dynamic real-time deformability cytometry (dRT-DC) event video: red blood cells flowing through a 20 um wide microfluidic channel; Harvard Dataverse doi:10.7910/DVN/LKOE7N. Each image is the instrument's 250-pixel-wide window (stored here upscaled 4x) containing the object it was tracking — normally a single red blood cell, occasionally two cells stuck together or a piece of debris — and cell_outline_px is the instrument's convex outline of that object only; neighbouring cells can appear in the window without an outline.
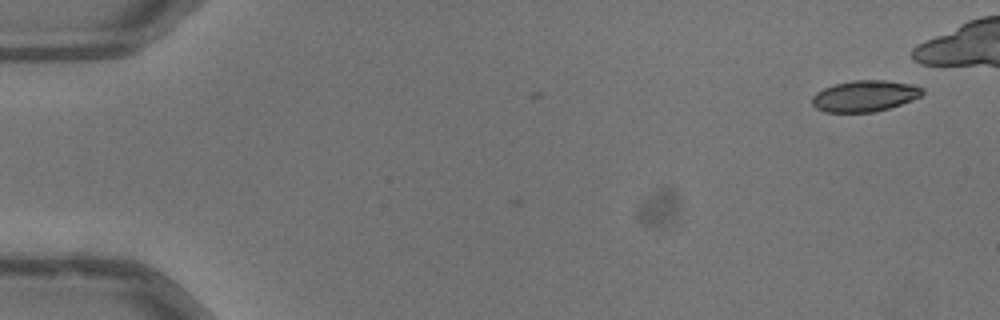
{"species": "common noctule bat (a hibernating species)", "species_latin": "Nyctalus noctula", "temperature_condition": "warm", "stored_images_in_passage": 2, "camera_frame_rate_fps": 3000, "um_per_image_px": 0.085, "animal": {"sex": "male", "body_mass_g": 13.3}, "frame": {"image": 1, "passage_image": 2, "time_ms": 0.333, "image_size_px": [1000, 320], "cell_outline_px": [[924, 92], [920, 96], [912, 100], [888, 108], [872, 112], [824, 112], [816, 108], [812, 104], [812, 96], [816, 92], [832, 84], [852, 80], [884, 80], [912, 84], [924, 88]], "centroid_in_image_um": [73.48, 8.15], "position_along_channel_um": 11.5, "area_um2": 20.11}}